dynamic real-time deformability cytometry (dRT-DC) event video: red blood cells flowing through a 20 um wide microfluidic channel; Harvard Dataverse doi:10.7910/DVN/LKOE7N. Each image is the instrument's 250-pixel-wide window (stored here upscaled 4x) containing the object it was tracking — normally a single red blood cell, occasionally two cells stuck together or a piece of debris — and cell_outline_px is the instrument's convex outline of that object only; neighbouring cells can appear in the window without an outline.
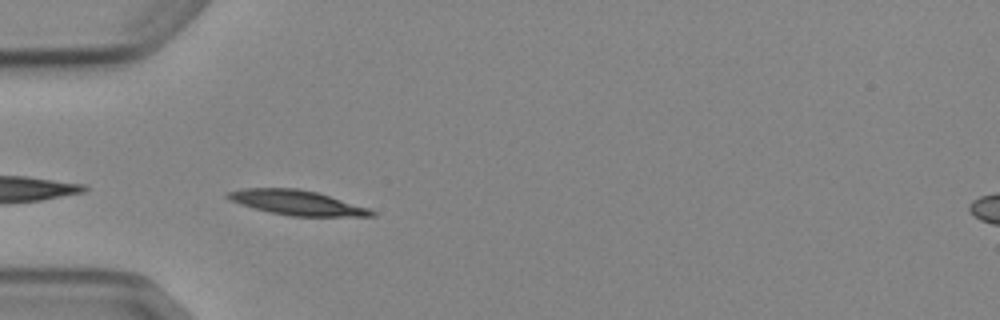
{"species": "Egyptian fruit bat (a non-hibernating species)", "species_latin": "Rousettus aegyptiacus", "temperature_condition": "cold", "stored_images_in_passage": 5, "camera_frame_rate_fps": 3000, "um_per_image_px": 0.085, "animal": {"sex": "female"}, "frame": {"image": 1, "passage_image": 4, "time_ms": 3.667, "image_size_px": [1000, 320], "cell_outline_px": [[376, 216], [292, 216], [268, 212], [240, 204], [228, 200], [224, 196], [224, 192], [244, 188], [296, 188], [316, 192], [368, 208], [376, 212]], "centroid_in_image_um": [25.15, 17.22], "position_along_channel_um": 59.8, "area_um2": 20.69}}
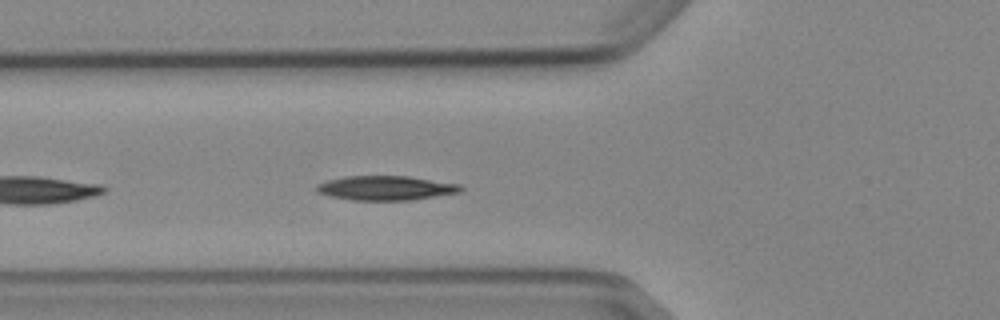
{"frame": {"image": 2, "passage_image": 5, "time_ms": 4.667, "image_size_px": [1000, 320], "cell_outline_px": [[464, 188], [460, 192], [408, 200], [352, 200], [328, 196], [316, 192], [316, 184], [328, 180], [344, 176], [408, 176], [460, 184]], "centroid_in_image_um": [32.75, 15.97], "position_along_channel_um": 93.1, "area_um2": 20.46}}